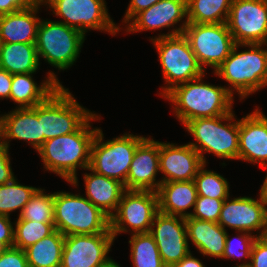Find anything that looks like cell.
<instances>
[{
  "label": "cell",
  "instance_id": "6da1fadb",
  "mask_svg": "<svg viewBox=\"0 0 267 267\" xmlns=\"http://www.w3.org/2000/svg\"><path fill=\"white\" fill-rule=\"evenodd\" d=\"M93 114L77 131L46 140L37 150L45 169L53 171L73 184L77 182L76 168L90 165L91 145L98 129L90 130Z\"/></svg>",
  "mask_w": 267,
  "mask_h": 267
},
{
  "label": "cell",
  "instance_id": "7a4b0ae2",
  "mask_svg": "<svg viewBox=\"0 0 267 267\" xmlns=\"http://www.w3.org/2000/svg\"><path fill=\"white\" fill-rule=\"evenodd\" d=\"M201 80L202 77H199L180 84L164 96L176 105V116L184 125L197 118L217 117L232 112V88L212 86Z\"/></svg>",
  "mask_w": 267,
  "mask_h": 267
},
{
  "label": "cell",
  "instance_id": "3957f363",
  "mask_svg": "<svg viewBox=\"0 0 267 267\" xmlns=\"http://www.w3.org/2000/svg\"><path fill=\"white\" fill-rule=\"evenodd\" d=\"M187 23L185 21L182 27L174 29L170 34L151 39L159 52L164 78L170 84L163 88L162 96L179 83L183 84L204 76V68L199 64L188 39L183 35Z\"/></svg>",
  "mask_w": 267,
  "mask_h": 267
},
{
  "label": "cell",
  "instance_id": "277c9868",
  "mask_svg": "<svg viewBox=\"0 0 267 267\" xmlns=\"http://www.w3.org/2000/svg\"><path fill=\"white\" fill-rule=\"evenodd\" d=\"M54 228L66 235L111 233L110 218L87 198L54 193Z\"/></svg>",
  "mask_w": 267,
  "mask_h": 267
},
{
  "label": "cell",
  "instance_id": "5b68a950",
  "mask_svg": "<svg viewBox=\"0 0 267 267\" xmlns=\"http://www.w3.org/2000/svg\"><path fill=\"white\" fill-rule=\"evenodd\" d=\"M238 45L235 44L215 74L229 82L243 99L267 85V50L261 49L262 44H241L251 49L237 53Z\"/></svg>",
  "mask_w": 267,
  "mask_h": 267
},
{
  "label": "cell",
  "instance_id": "8992f818",
  "mask_svg": "<svg viewBox=\"0 0 267 267\" xmlns=\"http://www.w3.org/2000/svg\"><path fill=\"white\" fill-rule=\"evenodd\" d=\"M233 112L217 116L197 118L188 121L184 126L191 133L196 143H189L201 156L202 161L206 160L202 152H210L217 157L225 159H238L239 153V121L233 122ZM222 120L229 121L222 124Z\"/></svg>",
  "mask_w": 267,
  "mask_h": 267
},
{
  "label": "cell",
  "instance_id": "52a82bcc",
  "mask_svg": "<svg viewBox=\"0 0 267 267\" xmlns=\"http://www.w3.org/2000/svg\"><path fill=\"white\" fill-rule=\"evenodd\" d=\"M41 119V135L46 140L77 131L92 115L62 85L45 101L36 105Z\"/></svg>",
  "mask_w": 267,
  "mask_h": 267
},
{
  "label": "cell",
  "instance_id": "ba28073f",
  "mask_svg": "<svg viewBox=\"0 0 267 267\" xmlns=\"http://www.w3.org/2000/svg\"><path fill=\"white\" fill-rule=\"evenodd\" d=\"M145 137L124 134L103 142L102 130L98 128L91 145L90 165L87 170L120 181L126 189V178L137 147Z\"/></svg>",
  "mask_w": 267,
  "mask_h": 267
},
{
  "label": "cell",
  "instance_id": "9c48e42d",
  "mask_svg": "<svg viewBox=\"0 0 267 267\" xmlns=\"http://www.w3.org/2000/svg\"><path fill=\"white\" fill-rule=\"evenodd\" d=\"M85 35L58 21L41 20L35 46L37 55L59 70L73 65L79 55Z\"/></svg>",
  "mask_w": 267,
  "mask_h": 267
},
{
  "label": "cell",
  "instance_id": "30bf717a",
  "mask_svg": "<svg viewBox=\"0 0 267 267\" xmlns=\"http://www.w3.org/2000/svg\"><path fill=\"white\" fill-rule=\"evenodd\" d=\"M183 35L188 39L201 67L209 65L214 71L236 44L226 23H187Z\"/></svg>",
  "mask_w": 267,
  "mask_h": 267
},
{
  "label": "cell",
  "instance_id": "8fae6325",
  "mask_svg": "<svg viewBox=\"0 0 267 267\" xmlns=\"http://www.w3.org/2000/svg\"><path fill=\"white\" fill-rule=\"evenodd\" d=\"M158 212L157 192L126 190L121 197L116 213L110 217V231L115 239L118 233L128 232L124 225L127 224L134 234L147 233Z\"/></svg>",
  "mask_w": 267,
  "mask_h": 267
},
{
  "label": "cell",
  "instance_id": "7c38bea8",
  "mask_svg": "<svg viewBox=\"0 0 267 267\" xmlns=\"http://www.w3.org/2000/svg\"><path fill=\"white\" fill-rule=\"evenodd\" d=\"M227 27L236 44H267V5L264 0H232Z\"/></svg>",
  "mask_w": 267,
  "mask_h": 267
},
{
  "label": "cell",
  "instance_id": "4fadbf2b",
  "mask_svg": "<svg viewBox=\"0 0 267 267\" xmlns=\"http://www.w3.org/2000/svg\"><path fill=\"white\" fill-rule=\"evenodd\" d=\"M48 3L58 21L79 30L84 35L87 29L104 30L116 34L120 29L115 26L106 10L104 0H42Z\"/></svg>",
  "mask_w": 267,
  "mask_h": 267
},
{
  "label": "cell",
  "instance_id": "5bb4252c",
  "mask_svg": "<svg viewBox=\"0 0 267 267\" xmlns=\"http://www.w3.org/2000/svg\"><path fill=\"white\" fill-rule=\"evenodd\" d=\"M112 233L66 235L60 267H99L110 258Z\"/></svg>",
  "mask_w": 267,
  "mask_h": 267
},
{
  "label": "cell",
  "instance_id": "9a60e30c",
  "mask_svg": "<svg viewBox=\"0 0 267 267\" xmlns=\"http://www.w3.org/2000/svg\"><path fill=\"white\" fill-rule=\"evenodd\" d=\"M149 233L166 267H173L190 253L184 217L158 212Z\"/></svg>",
  "mask_w": 267,
  "mask_h": 267
},
{
  "label": "cell",
  "instance_id": "2e32d148",
  "mask_svg": "<svg viewBox=\"0 0 267 267\" xmlns=\"http://www.w3.org/2000/svg\"><path fill=\"white\" fill-rule=\"evenodd\" d=\"M226 198L222 204L218 224L225 229L227 227L250 233L254 230H262L258 236L263 237L266 228L267 201L260 194L259 200L250 197H238L231 201Z\"/></svg>",
  "mask_w": 267,
  "mask_h": 267
},
{
  "label": "cell",
  "instance_id": "e0dca14e",
  "mask_svg": "<svg viewBox=\"0 0 267 267\" xmlns=\"http://www.w3.org/2000/svg\"><path fill=\"white\" fill-rule=\"evenodd\" d=\"M203 165L200 154L190 144L159 142V171L165 175L161 183L194 180Z\"/></svg>",
  "mask_w": 267,
  "mask_h": 267
},
{
  "label": "cell",
  "instance_id": "ac0fdd59",
  "mask_svg": "<svg viewBox=\"0 0 267 267\" xmlns=\"http://www.w3.org/2000/svg\"><path fill=\"white\" fill-rule=\"evenodd\" d=\"M159 172V141L146 138L136 149L126 178V190L157 192Z\"/></svg>",
  "mask_w": 267,
  "mask_h": 267
},
{
  "label": "cell",
  "instance_id": "d6986e66",
  "mask_svg": "<svg viewBox=\"0 0 267 267\" xmlns=\"http://www.w3.org/2000/svg\"><path fill=\"white\" fill-rule=\"evenodd\" d=\"M238 159L267 166V117L258 109L239 120Z\"/></svg>",
  "mask_w": 267,
  "mask_h": 267
},
{
  "label": "cell",
  "instance_id": "ffe728a7",
  "mask_svg": "<svg viewBox=\"0 0 267 267\" xmlns=\"http://www.w3.org/2000/svg\"><path fill=\"white\" fill-rule=\"evenodd\" d=\"M187 17V0H160L148 9L137 13L127 27V32L155 30L169 27Z\"/></svg>",
  "mask_w": 267,
  "mask_h": 267
},
{
  "label": "cell",
  "instance_id": "44dd1931",
  "mask_svg": "<svg viewBox=\"0 0 267 267\" xmlns=\"http://www.w3.org/2000/svg\"><path fill=\"white\" fill-rule=\"evenodd\" d=\"M11 138L27 140L36 150L43 145L44 135H41V119H38L36 114V106L19 107L13 112L3 115L4 146L9 148L6 139Z\"/></svg>",
  "mask_w": 267,
  "mask_h": 267
},
{
  "label": "cell",
  "instance_id": "7402d4cb",
  "mask_svg": "<svg viewBox=\"0 0 267 267\" xmlns=\"http://www.w3.org/2000/svg\"><path fill=\"white\" fill-rule=\"evenodd\" d=\"M38 0L30 8L14 13L0 15V38L3 43H35L40 19L37 13L40 4Z\"/></svg>",
  "mask_w": 267,
  "mask_h": 267
},
{
  "label": "cell",
  "instance_id": "603a6c76",
  "mask_svg": "<svg viewBox=\"0 0 267 267\" xmlns=\"http://www.w3.org/2000/svg\"><path fill=\"white\" fill-rule=\"evenodd\" d=\"M159 212L180 217H188L190 207L195 206L197 190L194 180L161 183L157 190Z\"/></svg>",
  "mask_w": 267,
  "mask_h": 267
},
{
  "label": "cell",
  "instance_id": "cb8c5ba5",
  "mask_svg": "<svg viewBox=\"0 0 267 267\" xmlns=\"http://www.w3.org/2000/svg\"><path fill=\"white\" fill-rule=\"evenodd\" d=\"M187 237L203 254L222 258L227 232L218 223L195 218H185Z\"/></svg>",
  "mask_w": 267,
  "mask_h": 267
},
{
  "label": "cell",
  "instance_id": "d4e9b609",
  "mask_svg": "<svg viewBox=\"0 0 267 267\" xmlns=\"http://www.w3.org/2000/svg\"><path fill=\"white\" fill-rule=\"evenodd\" d=\"M92 173L84 175L87 199L110 218L113 215L111 211L117 210L121 197L126 191L125 186L118 180L94 171Z\"/></svg>",
  "mask_w": 267,
  "mask_h": 267
},
{
  "label": "cell",
  "instance_id": "484cf974",
  "mask_svg": "<svg viewBox=\"0 0 267 267\" xmlns=\"http://www.w3.org/2000/svg\"><path fill=\"white\" fill-rule=\"evenodd\" d=\"M31 74L33 73L12 75L10 99L18 103L20 108L34 107L42 103L61 86L53 72L49 73L48 79L39 87Z\"/></svg>",
  "mask_w": 267,
  "mask_h": 267
},
{
  "label": "cell",
  "instance_id": "4316f807",
  "mask_svg": "<svg viewBox=\"0 0 267 267\" xmlns=\"http://www.w3.org/2000/svg\"><path fill=\"white\" fill-rule=\"evenodd\" d=\"M39 58L35 43H3L0 51V68L10 74L34 73Z\"/></svg>",
  "mask_w": 267,
  "mask_h": 267
},
{
  "label": "cell",
  "instance_id": "83f0119b",
  "mask_svg": "<svg viewBox=\"0 0 267 267\" xmlns=\"http://www.w3.org/2000/svg\"><path fill=\"white\" fill-rule=\"evenodd\" d=\"M65 236L58 230L25 249L29 267H60Z\"/></svg>",
  "mask_w": 267,
  "mask_h": 267
},
{
  "label": "cell",
  "instance_id": "f1b7e54d",
  "mask_svg": "<svg viewBox=\"0 0 267 267\" xmlns=\"http://www.w3.org/2000/svg\"><path fill=\"white\" fill-rule=\"evenodd\" d=\"M232 0H187V22L226 23Z\"/></svg>",
  "mask_w": 267,
  "mask_h": 267
},
{
  "label": "cell",
  "instance_id": "f546056e",
  "mask_svg": "<svg viewBox=\"0 0 267 267\" xmlns=\"http://www.w3.org/2000/svg\"><path fill=\"white\" fill-rule=\"evenodd\" d=\"M129 243L135 267H166L160 257L155 240L149 232L133 233Z\"/></svg>",
  "mask_w": 267,
  "mask_h": 267
},
{
  "label": "cell",
  "instance_id": "4dcf8cb0",
  "mask_svg": "<svg viewBox=\"0 0 267 267\" xmlns=\"http://www.w3.org/2000/svg\"><path fill=\"white\" fill-rule=\"evenodd\" d=\"M38 188L18 184L14 178L11 182L0 185V215L9 217V212L20 209L29 202Z\"/></svg>",
  "mask_w": 267,
  "mask_h": 267
},
{
  "label": "cell",
  "instance_id": "1f68e13d",
  "mask_svg": "<svg viewBox=\"0 0 267 267\" xmlns=\"http://www.w3.org/2000/svg\"><path fill=\"white\" fill-rule=\"evenodd\" d=\"M18 219L39 223H54V193L44 194L38 189L20 211Z\"/></svg>",
  "mask_w": 267,
  "mask_h": 267
},
{
  "label": "cell",
  "instance_id": "d6a6232c",
  "mask_svg": "<svg viewBox=\"0 0 267 267\" xmlns=\"http://www.w3.org/2000/svg\"><path fill=\"white\" fill-rule=\"evenodd\" d=\"M15 224L13 247L22 250L42 240L55 230L54 223H39L18 219Z\"/></svg>",
  "mask_w": 267,
  "mask_h": 267
},
{
  "label": "cell",
  "instance_id": "836d02e7",
  "mask_svg": "<svg viewBox=\"0 0 267 267\" xmlns=\"http://www.w3.org/2000/svg\"><path fill=\"white\" fill-rule=\"evenodd\" d=\"M205 164L198 170L194 183L198 196H206L216 199L229 197V183L223 176L204 169Z\"/></svg>",
  "mask_w": 267,
  "mask_h": 267
},
{
  "label": "cell",
  "instance_id": "e575fe53",
  "mask_svg": "<svg viewBox=\"0 0 267 267\" xmlns=\"http://www.w3.org/2000/svg\"><path fill=\"white\" fill-rule=\"evenodd\" d=\"M225 199H216L206 196L196 198L194 213H188V217L203 221H212L218 223L222 204Z\"/></svg>",
  "mask_w": 267,
  "mask_h": 267
},
{
  "label": "cell",
  "instance_id": "d590c367",
  "mask_svg": "<svg viewBox=\"0 0 267 267\" xmlns=\"http://www.w3.org/2000/svg\"><path fill=\"white\" fill-rule=\"evenodd\" d=\"M240 238V239H239ZM257 237L252 236L251 233L244 232L243 235L238 236V244L239 250L234 249L233 241L229 238L228 234L226 236V241H225V251L223 254L222 258H232V257H246L249 258L251 257V249L252 245ZM241 247V248H240Z\"/></svg>",
  "mask_w": 267,
  "mask_h": 267
},
{
  "label": "cell",
  "instance_id": "8d00e7d4",
  "mask_svg": "<svg viewBox=\"0 0 267 267\" xmlns=\"http://www.w3.org/2000/svg\"><path fill=\"white\" fill-rule=\"evenodd\" d=\"M0 267H29L25 250L10 247L0 256Z\"/></svg>",
  "mask_w": 267,
  "mask_h": 267
},
{
  "label": "cell",
  "instance_id": "74e56055",
  "mask_svg": "<svg viewBox=\"0 0 267 267\" xmlns=\"http://www.w3.org/2000/svg\"><path fill=\"white\" fill-rule=\"evenodd\" d=\"M251 263H246L250 267H267V239L257 237L251 249Z\"/></svg>",
  "mask_w": 267,
  "mask_h": 267
},
{
  "label": "cell",
  "instance_id": "f35d334b",
  "mask_svg": "<svg viewBox=\"0 0 267 267\" xmlns=\"http://www.w3.org/2000/svg\"><path fill=\"white\" fill-rule=\"evenodd\" d=\"M12 169L10 166V159L8 155V147L0 148V185L11 182L14 179Z\"/></svg>",
  "mask_w": 267,
  "mask_h": 267
},
{
  "label": "cell",
  "instance_id": "ab89813d",
  "mask_svg": "<svg viewBox=\"0 0 267 267\" xmlns=\"http://www.w3.org/2000/svg\"><path fill=\"white\" fill-rule=\"evenodd\" d=\"M38 0H0V15L30 8Z\"/></svg>",
  "mask_w": 267,
  "mask_h": 267
},
{
  "label": "cell",
  "instance_id": "60d3db41",
  "mask_svg": "<svg viewBox=\"0 0 267 267\" xmlns=\"http://www.w3.org/2000/svg\"><path fill=\"white\" fill-rule=\"evenodd\" d=\"M9 219L8 216L0 215V241L8 248L14 245V228Z\"/></svg>",
  "mask_w": 267,
  "mask_h": 267
},
{
  "label": "cell",
  "instance_id": "b9f144b4",
  "mask_svg": "<svg viewBox=\"0 0 267 267\" xmlns=\"http://www.w3.org/2000/svg\"><path fill=\"white\" fill-rule=\"evenodd\" d=\"M160 0H131L126 15L124 17V22L128 23L137 13L142 10L148 9L152 5L156 4ZM127 21V22H126Z\"/></svg>",
  "mask_w": 267,
  "mask_h": 267
},
{
  "label": "cell",
  "instance_id": "7bdbcfd3",
  "mask_svg": "<svg viewBox=\"0 0 267 267\" xmlns=\"http://www.w3.org/2000/svg\"><path fill=\"white\" fill-rule=\"evenodd\" d=\"M12 74L0 68V98H10Z\"/></svg>",
  "mask_w": 267,
  "mask_h": 267
},
{
  "label": "cell",
  "instance_id": "ee69618b",
  "mask_svg": "<svg viewBox=\"0 0 267 267\" xmlns=\"http://www.w3.org/2000/svg\"><path fill=\"white\" fill-rule=\"evenodd\" d=\"M173 267H204V265L197 258L189 253L180 262L176 263Z\"/></svg>",
  "mask_w": 267,
  "mask_h": 267
},
{
  "label": "cell",
  "instance_id": "f6af8a7d",
  "mask_svg": "<svg viewBox=\"0 0 267 267\" xmlns=\"http://www.w3.org/2000/svg\"><path fill=\"white\" fill-rule=\"evenodd\" d=\"M265 168H267V166L266 167H264V169ZM260 194L264 197V199L267 201V176H266V178H265V181H264V183H263V185H262V187H261V189H260Z\"/></svg>",
  "mask_w": 267,
  "mask_h": 267
},
{
  "label": "cell",
  "instance_id": "bcb514c9",
  "mask_svg": "<svg viewBox=\"0 0 267 267\" xmlns=\"http://www.w3.org/2000/svg\"><path fill=\"white\" fill-rule=\"evenodd\" d=\"M3 138V116L0 117V139ZM4 146V142L3 139L2 141L0 140V148H2Z\"/></svg>",
  "mask_w": 267,
  "mask_h": 267
},
{
  "label": "cell",
  "instance_id": "7dc6e473",
  "mask_svg": "<svg viewBox=\"0 0 267 267\" xmlns=\"http://www.w3.org/2000/svg\"><path fill=\"white\" fill-rule=\"evenodd\" d=\"M99 267H120V266L117 263H115L112 259H109L106 263L100 265Z\"/></svg>",
  "mask_w": 267,
  "mask_h": 267
},
{
  "label": "cell",
  "instance_id": "c3c4849f",
  "mask_svg": "<svg viewBox=\"0 0 267 267\" xmlns=\"http://www.w3.org/2000/svg\"><path fill=\"white\" fill-rule=\"evenodd\" d=\"M8 249V247L0 241V256Z\"/></svg>",
  "mask_w": 267,
  "mask_h": 267
},
{
  "label": "cell",
  "instance_id": "681fc988",
  "mask_svg": "<svg viewBox=\"0 0 267 267\" xmlns=\"http://www.w3.org/2000/svg\"><path fill=\"white\" fill-rule=\"evenodd\" d=\"M263 237L267 239V218H266V228Z\"/></svg>",
  "mask_w": 267,
  "mask_h": 267
},
{
  "label": "cell",
  "instance_id": "f907efd6",
  "mask_svg": "<svg viewBox=\"0 0 267 267\" xmlns=\"http://www.w3.org/2000/svg\"><path fill=\"white\" fill-rule=\"evenodd\" d=\"M237 267H250V266L243 263V264L238 265Z\"/></svg>",
  "mask_w": 267,
  "mask_h": 267
},
{
  "label": "cell",
  "instance_id": "816d5d0a",
  "mask_svg": "<svg viewBox=\"0 0 267 267\" xmlns=\"http://www.w3.org/2000/svg\"><path fill=\"white\" fill-rule=\"evenodd\" d=\"M2 44H3V42H2V39L0 38V51H1V48H2Z\"/></svg>",
  "mask_w": 267,
  "mask_h": 267
}]
</instances>
